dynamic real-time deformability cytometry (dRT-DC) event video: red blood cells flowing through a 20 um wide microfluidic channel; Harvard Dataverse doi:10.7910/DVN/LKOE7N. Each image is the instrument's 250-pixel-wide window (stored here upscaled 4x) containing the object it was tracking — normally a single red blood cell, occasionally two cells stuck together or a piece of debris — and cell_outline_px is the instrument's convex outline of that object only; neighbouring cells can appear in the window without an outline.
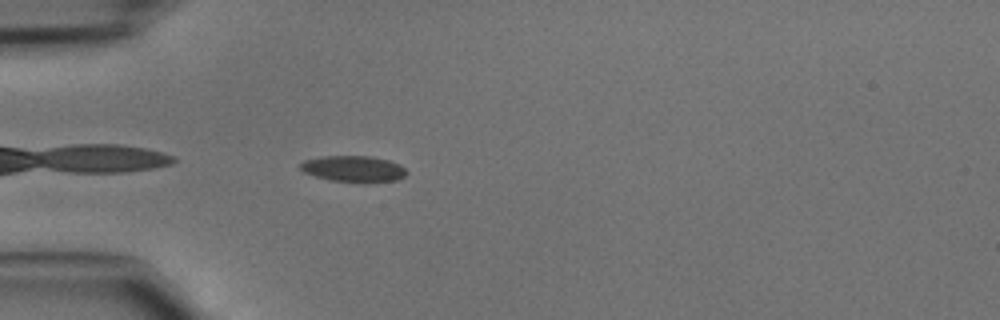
{"species": "common noctule bat (a hibernating species)", "species_latin": "Nyctalus noctula", "temperature_condition": "cold", "stored_images_in_passage": 21, "camera_frame_rate_fps": 3000, "um_per_image_px": 0.085, "animal": {"sex": "male", "body_mass_g": 15.6}, "frame": {"image": 1, "passage_image": 1, "time_ms": 0.0, "image_size_px": [1000, 320], "cell_outline_px": [[408, 172], [404, 176], [396, 180], [364, 184], [328, 180], [304, 172], [300, 168], [300, 164], [304, 160], [320, 156], [372, 156], [388, 160], [400, 164]], "centroid_in_image_um": [30.06, 14.37], "position_along_channel_um": 54.9, "area_um2": 16.59}}
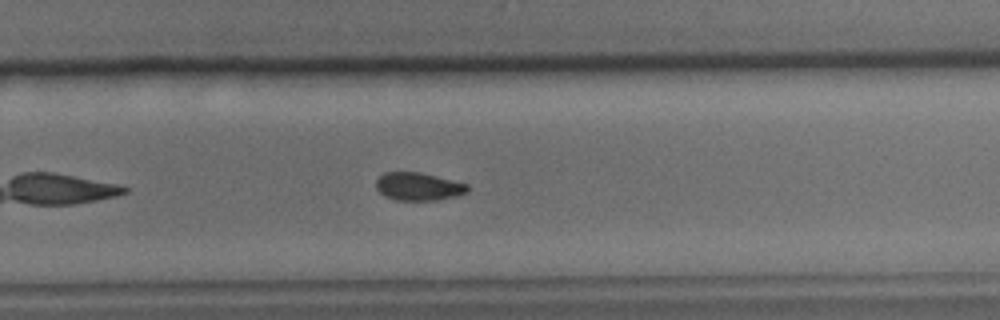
{"frame": {"image": 2, "passage_image": 18, "time_ms": 5.667, "image_size_px": [1000, 320], "cell_outline_px": [[468, 192], [456, 196], [436, 200], [396, 200], [384, 196], [376, 188], [376, 180], [384, 172], [420, 172], [468, 184]], "centroid_in_image_um": [35.55, 15.85], "position_along_channel_um": 294.2, "area_um2": 14.85}}